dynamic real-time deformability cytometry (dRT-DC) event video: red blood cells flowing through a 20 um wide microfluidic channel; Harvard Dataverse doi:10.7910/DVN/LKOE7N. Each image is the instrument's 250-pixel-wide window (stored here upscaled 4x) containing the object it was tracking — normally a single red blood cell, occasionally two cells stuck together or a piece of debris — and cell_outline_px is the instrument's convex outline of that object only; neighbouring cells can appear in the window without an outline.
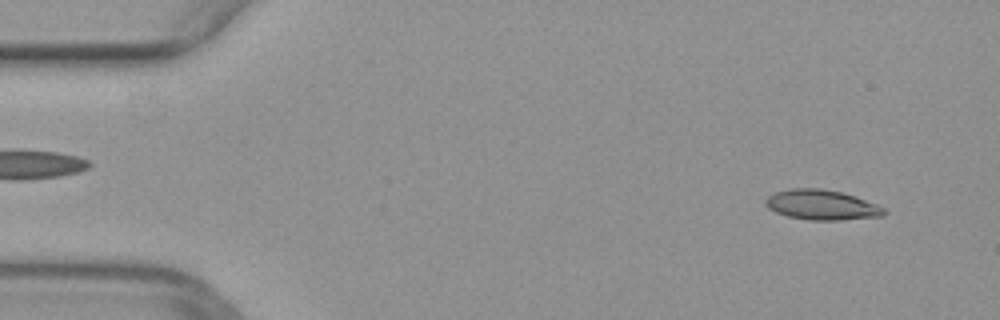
{"species": "common noctule bat (a hibernating species)", "species_latin": "Nyctalus noctula", "temperature_condition": "warm", "stored_images_in_passage": 11, "camera_frame_rate_fps": 3000, "um_per_image_px": 0.085, "animal": {"sex": "female", "body_mass_g": 29.2, "forearm_length_mm": 56.3}, "frame": {"image": 1, "passage_image": 4, "time_ms": 1.0, "image_size_px": [1000, 320], "cell_outline_px": [[888, 212], [884, 216], [840, 220], [808, 220], [788, 216], [776, 212], [768, 208], [764, 204], [764, 200], [772, 192], [792, 188], [820, 188], [840, 192], [876, 204], [884, 208]], "centroid_in_image_um": [69.81, 17.42], "position_along_channel_um": 15.2, "area_um2": 20.75}}